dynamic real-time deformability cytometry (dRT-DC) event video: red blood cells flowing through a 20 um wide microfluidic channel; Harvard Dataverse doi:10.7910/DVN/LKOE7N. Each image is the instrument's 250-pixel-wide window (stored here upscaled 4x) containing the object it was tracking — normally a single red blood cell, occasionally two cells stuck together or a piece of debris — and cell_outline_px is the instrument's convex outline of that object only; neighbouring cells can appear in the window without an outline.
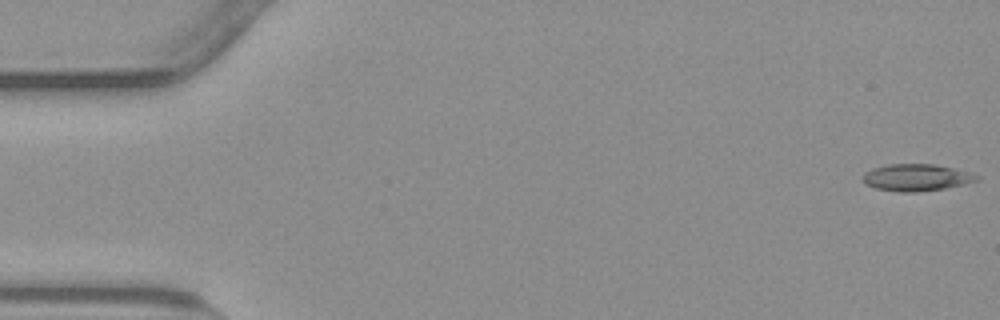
{"species": "common noctule bat (a hibernating species)", "species_latin": "Nyctalus noctula", "temperature_condition": "warm", "stored_images_in_passage": 54, "camera_frame_rate_fps": 3000, "um_per_image_px": 0.085, "animal": {"sex": "male", "body_mass_g": 23.1, "forearm_length_mm": 52.7}, "frame": {"image": 1, "passage_image": 1, "time_ms": 0.0, "image_size_px": [1000, 320], "cell_outline_px": [[980, 180], [964, 184], [944, 188], [916, 192], [900, 192], [876, 188], [864, 184], [864, 172], [872, 168], [888, 164], [932, 164], [952, 168], [980, 176]], "centroid_in_image_um": [77.87, 15.09], "position_along_channel_um": 7.1, "area_um2": 17.69}}
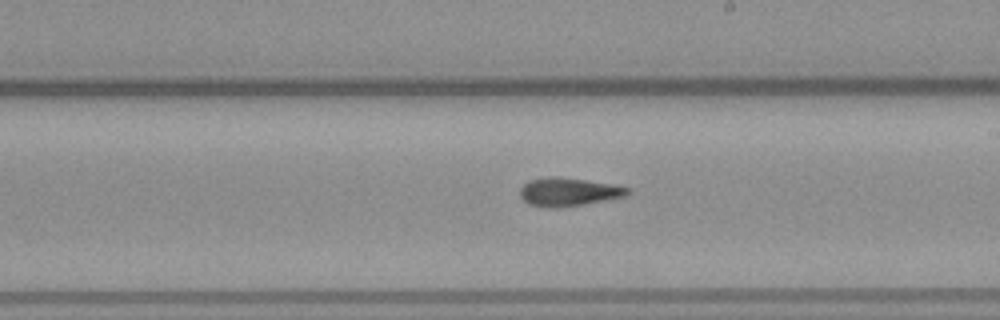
{"frame": {"image": 2, "passage_image": 31, "time_ms": 10.0, "image_size_px": [1000, 320], "cell_outline_px": [[632, 192], [628, 196], [556, 208], [548, 208], [528, 204], [520, 196], [520, 188], [528, 180], [552, 176], [560, 176], [616, 184], [632, 188]], "centroid_in_image_um": [48.37, 16.29], "position_along_channel_um": 240.6, "area_um2": 18.03}}
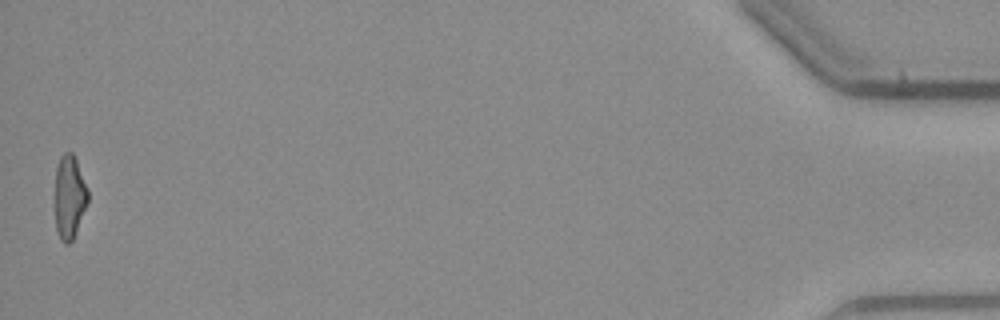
{"frame": {"image": 3, "passage_image": 54, "time_ms": 17.667, "image_size_px": [1000, 320], "cell_outline_px": [[88, 200], [72, 240], [68, 244], [64, 244], [60, 240], [56, 228], [52, 204], [56, 168], [60, 156], [64, 152], [72, 152], [76, 160], [88, 188]], "centroid_in_image_um": [5.84, 16.74], "position_along_channel_um": 429.4, "area_um2": 16.59}, "authors_computed_cell_mechanics": {"area_um2": 17.4845, "velocity_mm_per_s": 3.8197, "shape_relaxation_time_tau1_ms": 8.8696, "shape_relaxation_time_tau2_ms": 4.9075, "deformation_change_tau1": 0.2243, "deformation_change_tau2": 0.1132}}